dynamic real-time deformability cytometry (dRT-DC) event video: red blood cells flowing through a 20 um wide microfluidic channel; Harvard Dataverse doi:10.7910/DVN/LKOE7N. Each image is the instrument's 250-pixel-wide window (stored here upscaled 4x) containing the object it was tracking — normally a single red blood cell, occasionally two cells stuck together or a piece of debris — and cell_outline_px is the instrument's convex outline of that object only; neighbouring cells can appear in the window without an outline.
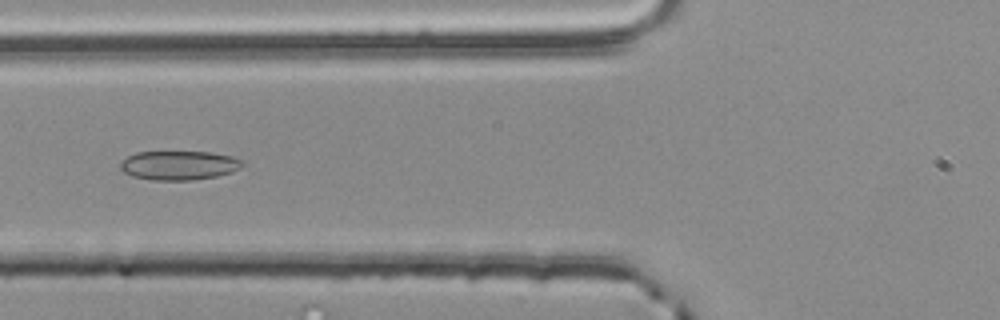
{"species": "common noctule bat (a hibernating species)", "species_latin": "Nyctalus noctula", "temperature_condition": "room temperature", "stored_images_in_passage": 4, "camera_frame_rate_fps": 3000, "um_per_image_px": 0.085, "animal": {"sex": "male", "body_mass_g": 20.4}, "frame": {"image": 1, "passage_image": 4, "time_ms": 1.0, "image_size_px": [1000, 320], "cell_outline_px": [[244, 164], [240, 168], [232, 172], [216, 176], [192, 180], [152, 180], [132, 176], [124, 172], [120, 168], [120, 160], [136, 152], [212, 152], [232, 156], [240, 160]], "centroid_in_image_um": [15.19, 14.05], "position_along_channel_um": 110.6, "area_um2": 20.75}}